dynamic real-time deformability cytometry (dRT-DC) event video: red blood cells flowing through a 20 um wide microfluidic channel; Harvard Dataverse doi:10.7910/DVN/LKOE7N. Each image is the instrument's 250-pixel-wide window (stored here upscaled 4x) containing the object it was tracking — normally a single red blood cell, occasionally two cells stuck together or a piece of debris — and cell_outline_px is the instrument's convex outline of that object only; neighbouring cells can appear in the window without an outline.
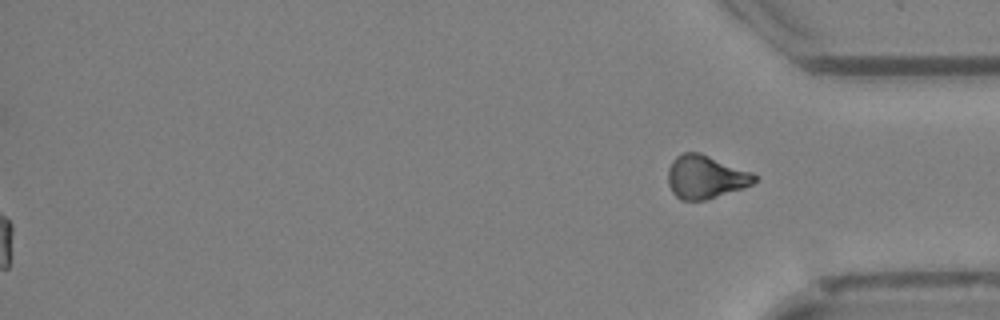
{"species": "Egyptian fruit bat (a non-hibernating species)", "species_latin": "Rousettus aegyptiacus", "temperature_condition": "cold", "stored_images_in_passage": 51, "segment_of_instrument_passage": [2, 2], "camera_frame_rate_fps": 3000, "um_per_image_px": 0.085, "animal": {"sex": "female"}, "frame": {"image": 1, "passage_image": 51, "time_ms": 16.667, "image_size_px": [1000, 320], "cell_outline_px": [[760, 176], [752, 184], [744, 188], [704, 200], [680, 200], [672, 192], [668, 184], [668, 168], [672, 160], [676, 156], [684, 152], [700, 152], [752, 172]], "centroid_in_image_um": [59.97, 15.03], "position_along_channel_um": 375.2, "area_um2": 21.96}}